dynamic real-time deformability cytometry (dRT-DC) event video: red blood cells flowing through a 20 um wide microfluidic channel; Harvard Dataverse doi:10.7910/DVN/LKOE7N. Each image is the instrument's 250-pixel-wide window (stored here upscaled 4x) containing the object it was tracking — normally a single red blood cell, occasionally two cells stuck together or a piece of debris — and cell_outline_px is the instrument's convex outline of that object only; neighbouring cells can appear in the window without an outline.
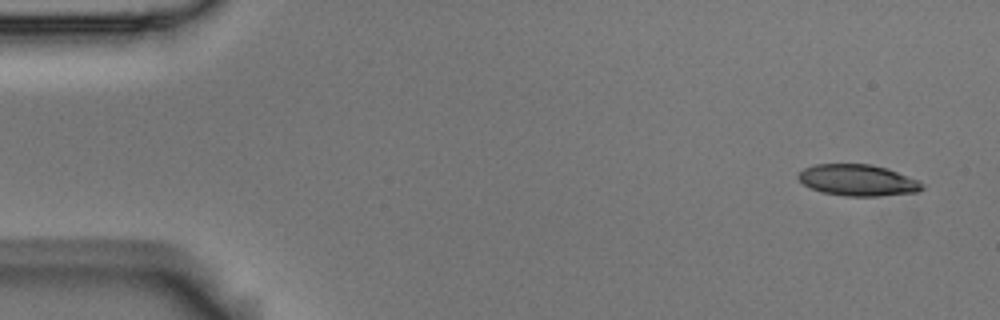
{"species": "Egyptian fruit bat (a non-hibernating species)", "species_latin": "Rousettus aegyptiacus", "temperature_condition": "room temperature", "stored_images_in_passage": 9, "camera_frame_rate_fps": 3000, "um_per_image_px": 0.085, "animal": {"sex": "male"}, "frame": {"image": 1, "passage_image": 1, "time_ms": 0.0, "image_size_px": [1000, 320], "cell_outline_px": [[924, 188], [916, 192], [880, 196], [848, 196], [824, 192], [812, 188], [804, 184], [796, 176], [804, 168], [816, 164], [872, 164], [888, 168], [916, 180], [924, 184]], "centroid_in_image_um": [72.92, 15.31], "position_along_channel_um": 12.1, "area_um2": 22.43}}
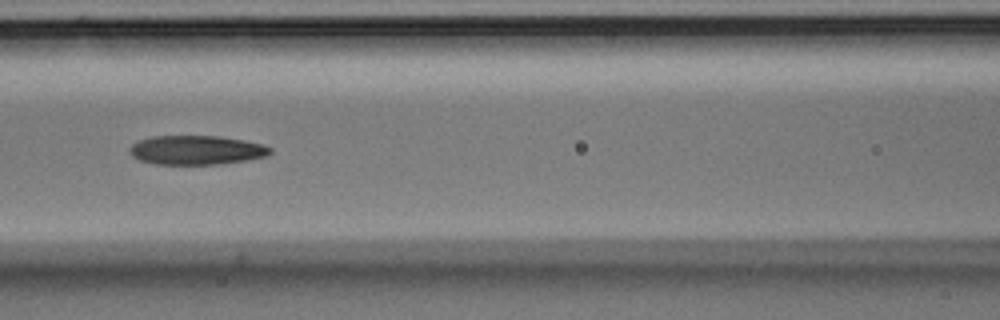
{"frame": {"image": 2, "passage_image": 7, "time_ms": 2.0, "image_size_px": [1000, 320], "cell_outline_px": [[272, 152], [268, 156], [248, 160], [220, 164], [156, 164], [140, 160], [132, 156], [128, 152], [128, 148], [132, 144], [140, 140], [152, 136], [220, 136], [244, 140], [264, 144], [272, 148]], "centroid_in_image_um": [16.72, 12.75], "position_along_channel_um": 149.9, "area_um2": 24.1}}
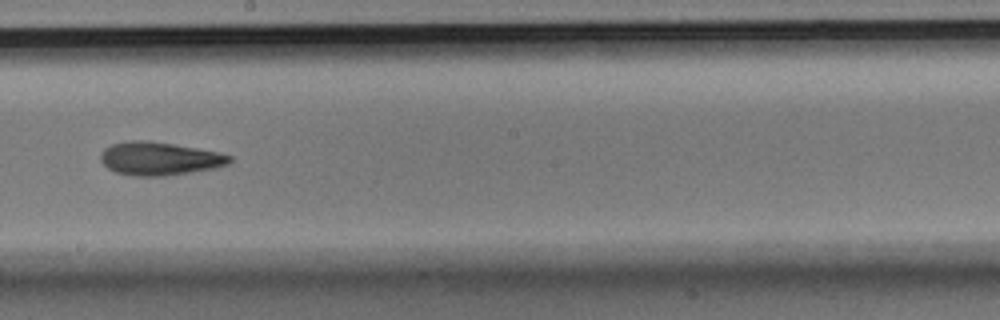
{"frame": {"image": 3, "passage_image": 9, "time_ms": 2.667, "image_size_px": [1000, 320], "cell_outline_px": [[232, 160], [228, 164], [216, 168], [164, 176], [136, 176], [116, 172], [108, 168], [100, 160], [100, 152], [104, 148], [112, 144], [128, 140], [148, 140], [220, 152], [232, 156]], "centroid_in_image_um": [13.55, 13.47], "position_along_channel_um": 234.7, "area_um2": 25.03}}